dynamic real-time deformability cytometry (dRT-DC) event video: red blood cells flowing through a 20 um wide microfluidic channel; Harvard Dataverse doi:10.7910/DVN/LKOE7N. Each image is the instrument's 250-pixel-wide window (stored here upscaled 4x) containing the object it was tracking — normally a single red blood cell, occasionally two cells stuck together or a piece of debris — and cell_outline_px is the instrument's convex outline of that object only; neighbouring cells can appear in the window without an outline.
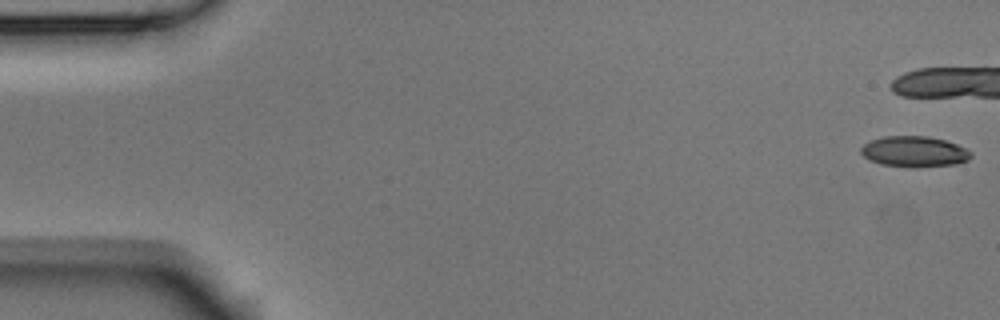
{"species": "Egyptian fruit bat (a non-hibernating species)", "species_latin": "Rousettus aegyptiacus", "temperature_condition": "room temperature", "stored_images_in_passage": 7, "camera_frame_rate_fps": 3000, "um_per_image_px": 0.085, "animal": {"sex": "male"}, "frame": {"image": 1, "passage_image": 1, "time_ms": 0.0, "image_size_px": [1000, 320], "cell_outline_px": [[972, 156], [968, 160], [956, 164], [880, 164], [868, 160], [860, 152], [860, 148], [864, 144], [872, 140], [884, 136], [928, 136], [944, 140], [956, 144], [972, 152]], "centroid_in_image_um": [77.69, 12.83], "position_along_channel_um": 7.3, "area_um2": 18.73}}